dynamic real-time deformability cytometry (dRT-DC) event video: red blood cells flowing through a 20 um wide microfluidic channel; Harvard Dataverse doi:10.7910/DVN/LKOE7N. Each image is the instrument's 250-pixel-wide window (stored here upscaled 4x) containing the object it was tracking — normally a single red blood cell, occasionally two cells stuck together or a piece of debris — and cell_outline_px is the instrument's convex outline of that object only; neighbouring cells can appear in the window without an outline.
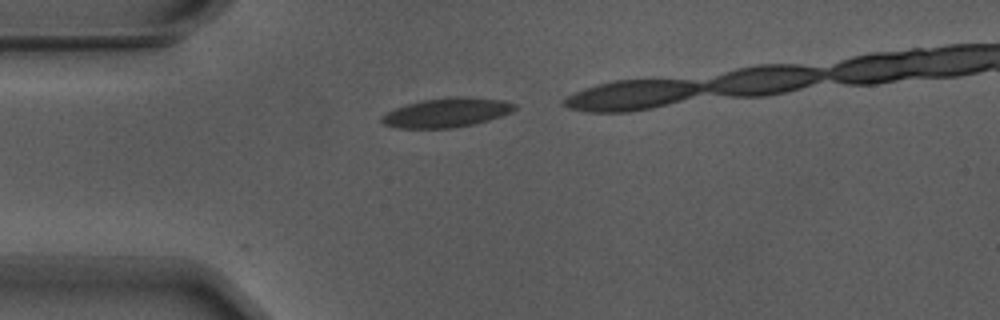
{"species": "Egyptian fruit bat (a non-hibernating species)", "species_latin": "Rousettus aegyptiacus", "temperature_condition": "warm", "stored_images_in_passage": 10, "camera_frame_rate_fps": 3000, "um_per_image_px": 0.085, "animal": {"sex": "male"}, "frame": {"image": 1, "passage_image": 1, "time_ms": 0.0, "image_size_px": [1000, 320], "cell_outline_px": [[516, 108], [512, 112], [488, 120], [472, 124], [452, 128], [396, 128], [384, 124], [380, 120], [388, 112], [396, 108], [420, 100], [448, 96], [464, 96], [500, 100], [516, 104]], "centroid_in_image_um": [37.97, 9.56], "position_along_channel_um": 47.0, "area_um2": 22.54}}
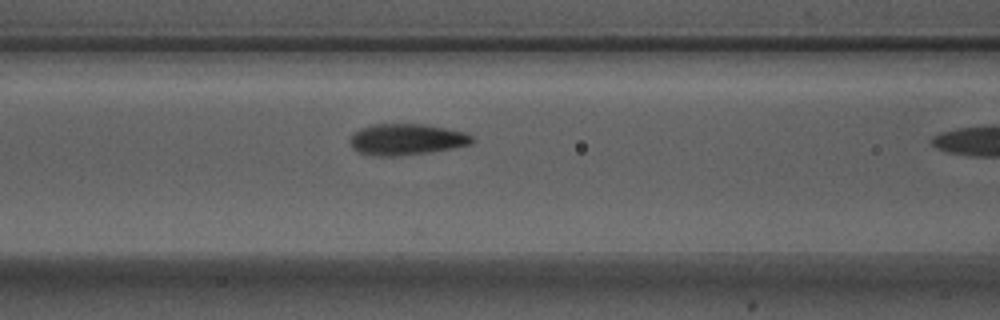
{"frame": {"image": 2, "passage_image": 9, "time_ms": 2.667, "image_size_px": [1000, 320], "cell_outline_px": [[476, 140], [468, 144], [452, 148], [428, 152], [400, 156], [372, 156], [360, 152], [352, 148], [352, 136], [360, 128], [372, 124], [424, 124], [464, 132], [472, 136]], "centroid_in_image_um": [34.55, 11.85], "position_along_channel_um": 132.0, "area_um2": 21.96}}